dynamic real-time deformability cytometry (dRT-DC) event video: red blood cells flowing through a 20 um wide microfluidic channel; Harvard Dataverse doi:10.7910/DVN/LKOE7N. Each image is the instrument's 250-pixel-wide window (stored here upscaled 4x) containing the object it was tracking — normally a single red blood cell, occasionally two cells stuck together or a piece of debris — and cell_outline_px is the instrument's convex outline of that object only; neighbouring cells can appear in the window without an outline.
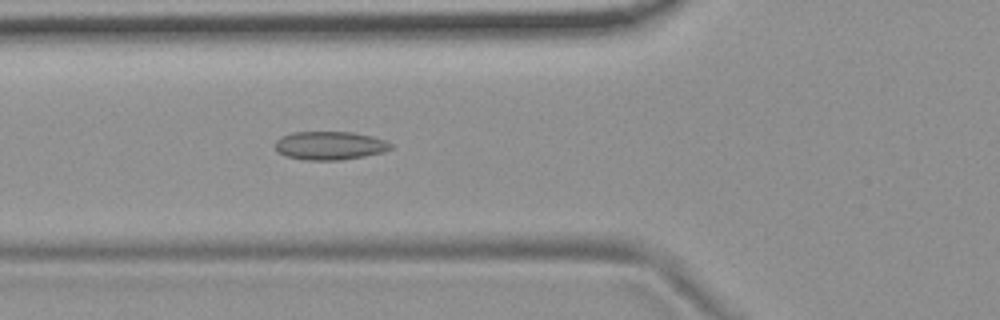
{"species": "common noctule bat (a hibernating species)", "species_latin": "Nyctalus noctula", "temperature_condition": "room temperature", "stored_images_in_passage": 55, "camera_frame_rate_fps": 3000, "um_per_image_px": 0.085, "animal": {"sex": "female", "body_mass_g": 19.9}, "frame": {"image": 1, "passage_image": 20, "time_ms": 6.333, "image_size_px": [1000, 320], "cell_outline_px": [[392, 148], [384, 152], [364, 156], [340, 160], [304, 160], [284, 156], [276, 152], [276, 140], [280, 136], [292, 132], [352, 132], [372, 136], [384, 140], [392, 144]], "centroid_in_image_um": [28.0, 12.38], "position_along_channel_um": 97.8, "area_um2": 19.31}}
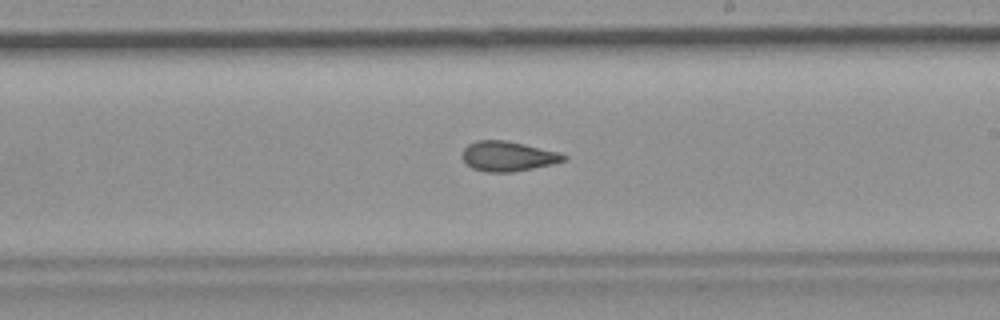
{"frame": {"image": 2, "passage_image": 32, "time_ms": 10.333, "image_size_px": [1000, 320], "cell_outline_px": [[568, 160], [552, 164], [512, 172], [484, 172], [472, 168], [460, 156], [464, 148], [468, 144], [476, 140], [504, 140], [524, 144], [560, 152], [568, 156]], "centroid_in_image_um": [43.18, 13.28], "position_along_channel_um": 245.8, "area_um2": 17.8}}
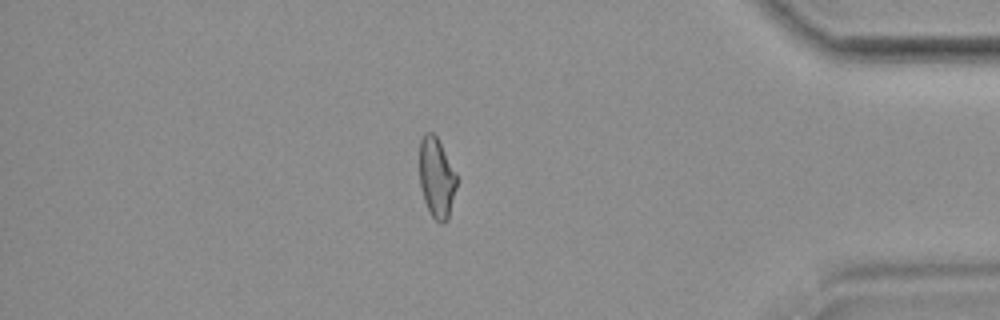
{"frame": {"image": 3, "passage_image": 47, "time_ms": 15.333, "image_size_px": [1000, 320], "cell_outline_px": [[456, 188], [448, 220], [440, 224], [432, 216], [424, 200], [420, 188], [420, 140], [424, 132], [432, 132], [436, 136], [456, 172]], "centroid_in_image_um": [37.1, 15.11], "position_along_channel_um": 398.1, "area_um2": 17.28}, "authors_computed_cell_mechanics": {"area_um2": 18.496, "velocity_mm_per_s": 3.7046, "shape_relaxation_time_tau1_ms": null, "shape_relaxation_time_tau2_ms": 3.3066, "deformation_change_tau1": null, "deformation_change_tau2": 0.0932}}